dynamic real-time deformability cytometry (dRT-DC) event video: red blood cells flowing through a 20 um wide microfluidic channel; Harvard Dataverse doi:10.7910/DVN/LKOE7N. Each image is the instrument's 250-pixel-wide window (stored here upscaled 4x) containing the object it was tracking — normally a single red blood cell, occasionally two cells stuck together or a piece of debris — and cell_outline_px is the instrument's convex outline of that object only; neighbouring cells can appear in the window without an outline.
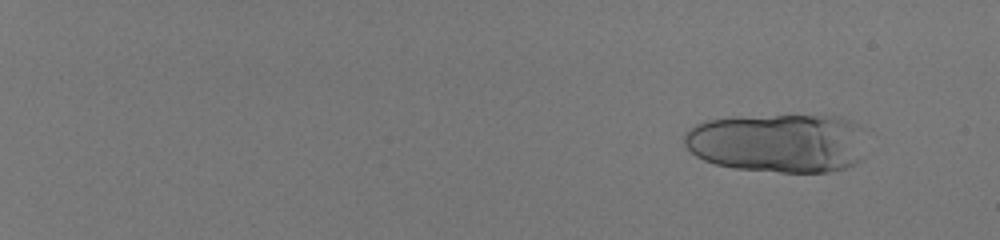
{"species": "human", "species_latin": "Homo sapiens", "temperature_condition": "room temperature", "stored_images_in_passage": 23, "camera_frame_rate_fps": 3000, "um_per_image_px": 0.085, "donor": {"sex": "male"}, "frame": {"image": 1, "passage_image": 2, "time_ms": 0.333, "image_size_px": [1000, 240], "cell_outline_px": [[864, 160], [856, 164], [844, 168], [828, 172], [780, 172], [732, 168], [716, 164], [704, 160], [696, 156], [684, 144], [684, 132], [688, 128], [704, 120], [732, 116], [840, 116], [852, 120], [860, 128]], "centroid_in_image_um": [66.11, 12.15], "position_along_channel_um": 18.9, "area_um2": 63.35}}
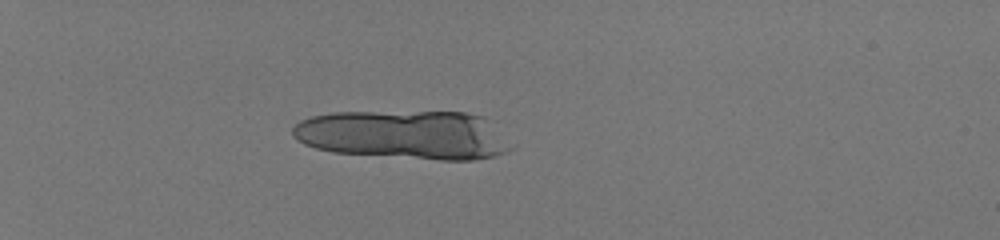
{"frame": {"image": 2, "passage_image": 16, "time_ms": 5.0, "image_size_px": [1000, 240], "cell_outline_px": [[516, 148], [508, 152], [496, 156], [476, 160], [440, 160], [332, 152], [316, 148], [304, 144], [292, 136], [292, 128], [300, 120], [312, 116], [332, 112], [468, 112], [484, 116], [516, 144]], "centroid_in_image_um": [34.45, 11.46], "position_along_channel_um": 50.5, "area_um2": 63.18}}